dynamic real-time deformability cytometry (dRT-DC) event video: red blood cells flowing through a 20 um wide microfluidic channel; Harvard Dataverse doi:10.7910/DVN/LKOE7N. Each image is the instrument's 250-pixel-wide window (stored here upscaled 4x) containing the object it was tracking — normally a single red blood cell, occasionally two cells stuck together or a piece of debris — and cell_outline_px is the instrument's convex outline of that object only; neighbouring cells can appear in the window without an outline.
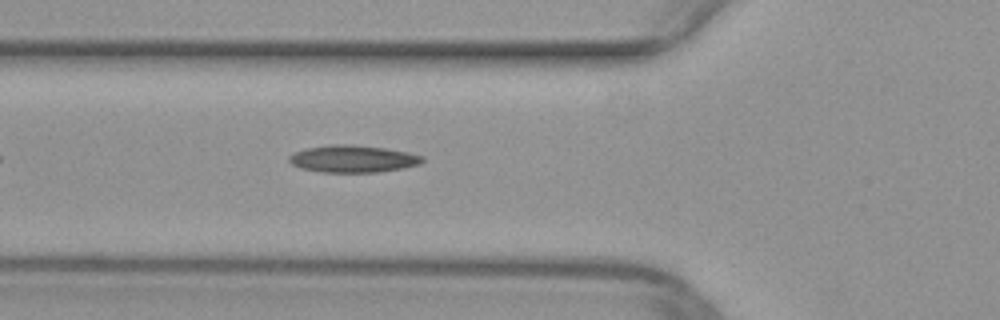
{"species": "common noctule bat (a hibernating species)", "species_latin": "Nyctalus noctula", "temperature_condition": "warm", "stored_images_in_passage": 30, "camera_frame_rate_fps": 3000, "um_per_image_px": 0.085, "animal": {"sex": "female", "body_mass_g": 29.2, "forearm_length_mm": 56.3}, "frame": {"image": 1, "passage_image": 5, "time_ms": 1.333, "image_size_px": [1000, 320], "cell_outline_px": [[424, 160], [420, 164], [404, 168], [380, 172], [324, 172], [300, 168], [292, 164], [288, 160], [288, 156], [296, 152], [308, 148], [332, 144], [352, 144], [384, 148], [408, 152], [424, 156]], "centroid_in_image_um": [30.03, 13.5], "position_along_channel_um": 95.8, "area_um2": 21.1}}
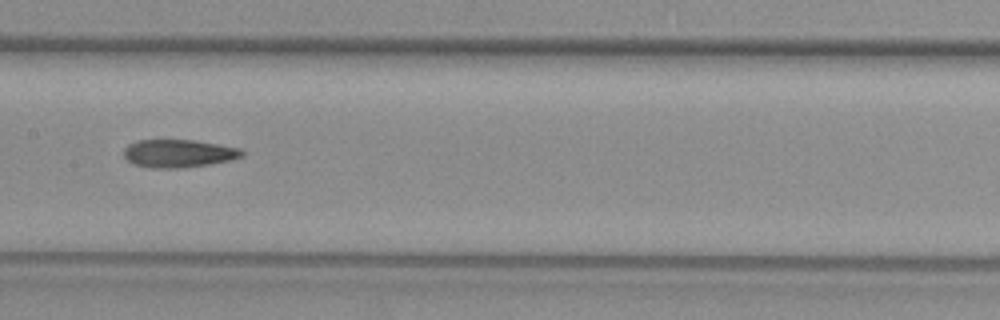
{"frame": {"image": 2, "passage_image": 12, "time_ms": 3.667, "image_size_px": [1000, 320], "cell_outline_px": [[244, 156], [232, 160], [184, 168], [152, 168], [132, 164], [124, 156], [124, 148], [128, 144], [136, 140], [196, 140], [240, 148], [244, 152]], "centroid_in_image_um": [15.18, 13.04], "position_along_channel_um": 192.2, "area_um2": 19.42}}
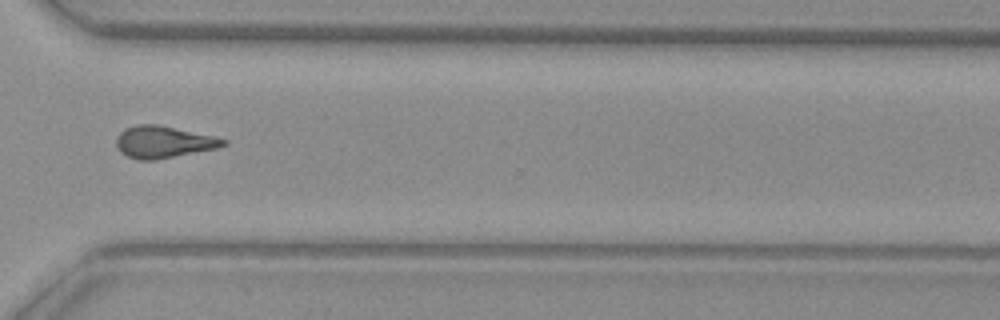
{"frame": {"image": 3, "passage_image": 24, "time_ms": 7.667, "image_size_px": [1000, 320], "cell_outline_px": [[228, 144], [220, 148], [156, 160], [140, 160], [128, 156], [120, 152], [116, 144], [116, 136], [124, 128], [136, 124], [156, 124], [216, 136], [228, 140]], "centroid_in_image_um": [13.93, 12.07], "position_along_channel_um": 356.7, "area_um2": 20.23}}